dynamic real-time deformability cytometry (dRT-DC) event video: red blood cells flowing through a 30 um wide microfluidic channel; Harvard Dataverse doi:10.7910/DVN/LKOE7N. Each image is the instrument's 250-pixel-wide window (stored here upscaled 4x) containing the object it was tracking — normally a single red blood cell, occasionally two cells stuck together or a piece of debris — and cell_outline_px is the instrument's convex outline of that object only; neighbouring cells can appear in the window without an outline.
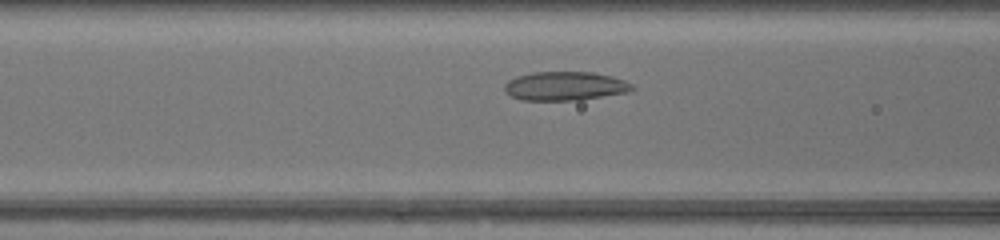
{"species": "common noctule bat (a hibernating species)", "species_latin": "Nyctalus noctula", "temperature_condition": "warm", "stored_images_in_passage": 33, "camera_frame_rate_fps": 3000, "um_per_image_px": 0.085, "animal": {"sex": "female", "body_mass_g": 17.0, "forearm_length_mm": 48.0}, "frame": {"image": 1, "passage_image": 9, "time_ms": 2.667, "image_size_px": [1000, 240], "cell_outline_px": [[636, 88], [628, 92], [580, 100], [520, 100], [512, 96], [504, 88], [504, 84], [508, 80], [516, 76], [532, 72], [592, 72], [612, 76], [624, 80], [632, 84]], "centroid_in_image_um": [48.04, 7.31], "position_along_channel_um": 118.6, "area_um2": 21.5}}
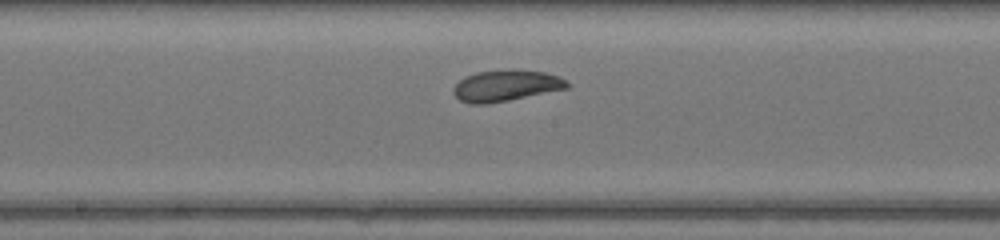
{"frame": {"image": 2, "passage_image": 15, "time_ms": 4.667, "image_size_px": [1000, 240], "cell_outline_px": [[568, 88], [508, 100], [484, 104], [468, 104], [460, 100], [452, 92], [452, 88], [464, 76], [476, 72], [508, 68], [512, 68], [544, 72], [560, 76], [568, 84]], "centroid_in_image_um": [42.96, 7.26], "position_along_channel_um": 205.2, "area_um2": 20.87}}
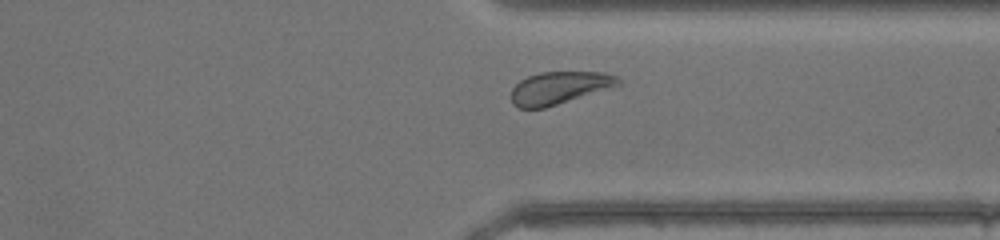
{"frame": {"image": 3, "passage_image": 26, "time_ms": 8.333, "image_size_px": [1000, 240], "cell_outline_px": [[620, 84], [544, 108], [516, 108], [512, 104], [512, 88], [520, 80], [528, 76], [540, 72], [604, 72], [616, 76], [620, 80]], "centroid_in_image_um": [47.48, 7.46], "position_along_channel_um": 363.9, "area_um2": 19.88}, "authors_computed_cell_mechanics": {"area_um2": 20.808, "velocity_mm_per_s": 4.3249, "shape_relaxation_time_tau1_ms": 2.8826, "shape_relaxation_time_tau2_ms": 3.2188, "deformation_change_tau1": 0.0833, "deformation_change_tau2": 0.0964}}